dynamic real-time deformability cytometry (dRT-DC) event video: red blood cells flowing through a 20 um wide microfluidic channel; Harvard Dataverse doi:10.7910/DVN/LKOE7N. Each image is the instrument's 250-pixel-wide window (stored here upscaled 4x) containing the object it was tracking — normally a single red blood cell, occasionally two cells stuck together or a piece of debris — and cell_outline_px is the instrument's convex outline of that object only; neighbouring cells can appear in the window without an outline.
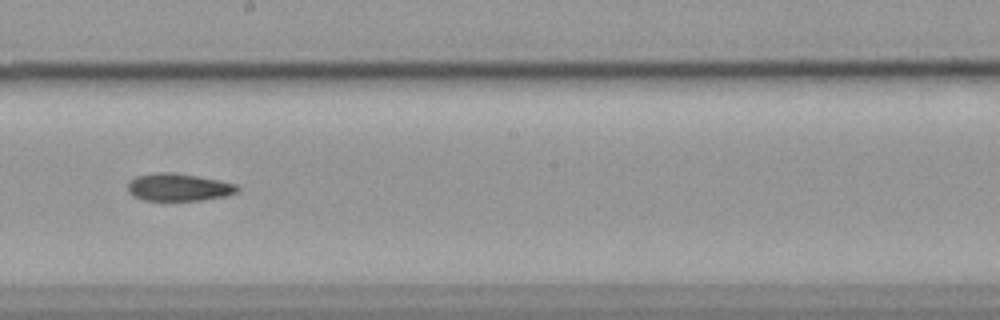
{"species": "common noctule bat (a hibernating species)", "species_latin": "Nyctalus noctula", "temperature_condition": "cold", "stored_images_in_passage": 34, "camera_frame_rate_fps": 3000, "um_per_image_px": 0.085, "animal": {"sex": "female", "body_mass_g": 19.9}, "frame": {"image": 1, "passage_image": 16, "time_ms": 5.0, "image_size_px": [1000, 320], "cell_outline_px": [[240, 188], [236, 192], [228, 196], [200, 200], [144, 200], [132, 196], [128, 192], [128, 184], [136, 176], [156, 172], [172, 172], [196, 176], [236, 184]], "centroid_in_image_um": [15.17, 15.92], "position_along_channel_um": 233.0, "area_um2": 17.46}}
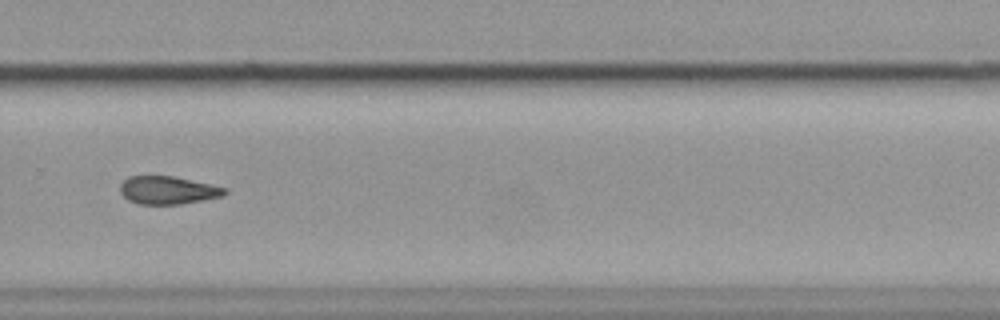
{"frame": {"image": 2, "passage_image": 23, "time_ms": 7.333, "image_size_px": [1000, 320], "cell_outline_px": [[228, 192], [224, 196], [180, 204], [140, 204], [128, 200], [120, 192], [120, 184], [128, 176], [172, 176], [228, 188]], "centroid_in_image_um": [14.27, 16.17], "position_along_channel_um": 315.5, "area_um2": 16.99}, "authors_computed_cell_mechanics": {"area_um2": 17.5423, "velocity_mm_per_s": 3.5447, "shape_relaxation_time_tau1_ms": 4.711, "shape_relaxation_time_tau2_ms": null, "deformation_change_tau1": 0.0768, "deformation_change_tau2": null}}